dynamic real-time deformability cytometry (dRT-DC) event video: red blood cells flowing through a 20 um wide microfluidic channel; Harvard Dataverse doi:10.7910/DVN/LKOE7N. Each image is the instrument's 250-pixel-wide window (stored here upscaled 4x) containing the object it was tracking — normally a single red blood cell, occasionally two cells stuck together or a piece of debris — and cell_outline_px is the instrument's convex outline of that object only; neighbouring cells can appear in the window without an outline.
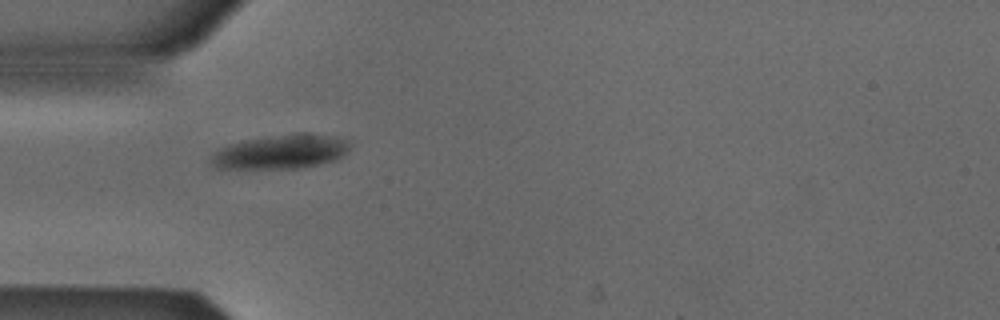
{"species": "Egyptian fruit bat (a non-hibernating species)", "species_latin": "Rousettus aegyptiacus", "temperature_condition": "cold", "stored_images_in_passage": 4, "camera_frame_rate_fps": 3000, "um_per_image_px": 0.085, "animal": {"sex": "male"}, "frame": {"image": 1, "passage_image": 3, "time_ms": 0.667, "image_size_px": [1000, 320], "cell_outline_px": [[348, 148], [340, 156], [332, 160], [316, 164], [296, 168], [216, 168], [212, 164], [212, 156], [220, 148], [244, 140], [304, 132], [332, 136], [344, 140], [348, 144]], "centroid_in_image_um": [23.83, 12.9], "position_along_channel_um": 61.2, "area_um2": 26.65}}